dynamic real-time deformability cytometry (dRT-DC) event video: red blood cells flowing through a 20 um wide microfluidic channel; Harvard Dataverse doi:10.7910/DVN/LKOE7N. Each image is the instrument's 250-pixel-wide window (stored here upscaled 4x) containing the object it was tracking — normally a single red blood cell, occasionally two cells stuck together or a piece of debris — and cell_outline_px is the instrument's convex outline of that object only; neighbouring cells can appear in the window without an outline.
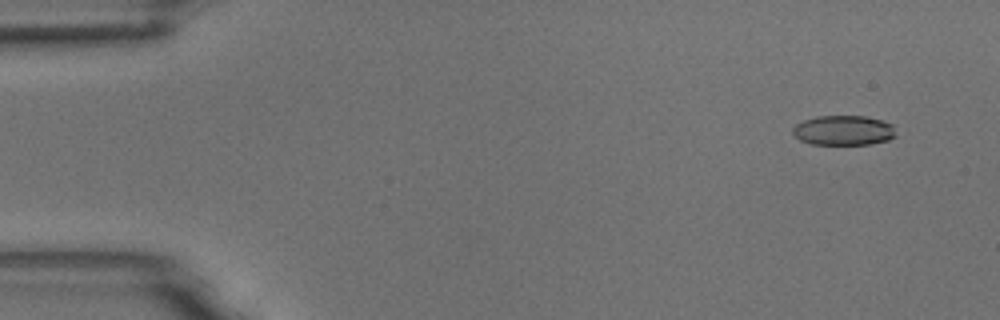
{"species": "common noctule bat (a hibernating species)", "species_latin": "Nyctalus noctula", "temperature_condition": "room temperature", "stored_images_in_passage": 6, "camera_frame_rate_fps": 3000, "um_per_image_px": 0.085, "animal": {"sex": "male", "body_mass_g": 18.8}, "frame": {"image": 1, "passage_image": 1, "time_ms": 0.0, "image_size_px": [1000, 320], "cell_outline_px": [[896, 136], [888, 140], [868, 144], [812, 144], [800, 140], [792, 132], [792, 128], [796, 124], [804, 120], [816, 116], [864, 116], [880, 120], [892, 124]], "centroid_in_image_um": [71.68, 11.08], "position_along_channel_um": 13.3, "area_um2": 17.8}}
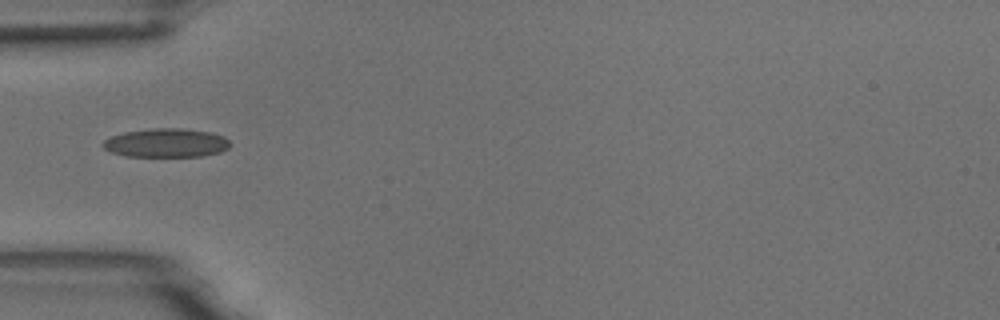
{"frame": {"image": 2, "passage_image": 5, "time_ms": 1.333, "image_size_px": [1000, 320], "cell_outline_px": [[232, 144], [228, 148], [220, 152], [200, 156], [124, 156], [112, 152], [104, 148], [100, 144], [104, 140], [112, 136], [124, 132], [152, 128], [180, 128], [212, 132], [224, 136]], "centroid_in_image_um": [14.13, 12.14], "position_along_channel_um": 70.9, "area_um2": 21.39}}